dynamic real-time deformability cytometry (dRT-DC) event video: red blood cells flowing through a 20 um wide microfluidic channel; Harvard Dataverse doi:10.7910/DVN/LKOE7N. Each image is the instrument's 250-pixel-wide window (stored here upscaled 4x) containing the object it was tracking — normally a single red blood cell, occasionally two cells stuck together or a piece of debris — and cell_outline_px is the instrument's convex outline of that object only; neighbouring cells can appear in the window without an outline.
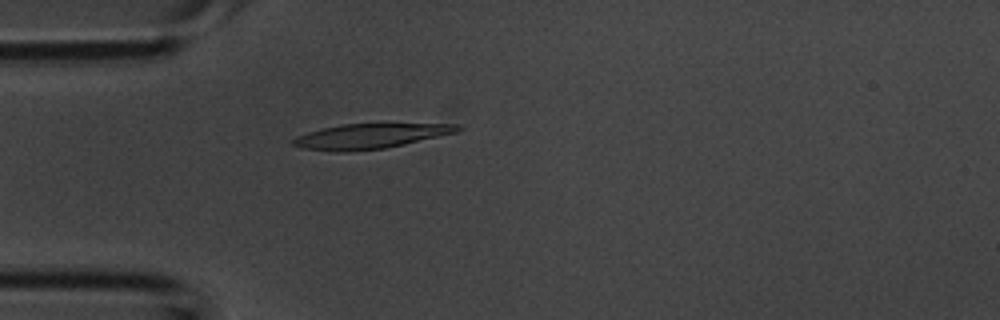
{"species": "common noctule bat (a hibernating species)", "species_latin": "Nyctalus noctula", "temperature_condition": "room temperature", "stored_images_in_passage": 43, "camera_frame_rate_fps": 3000, "um_per_image_px": 0.085, "animal": {"sex": "male", "body_mass_g": 20.1, "forearm_length_mm": 53.5}, "frame": {"image": 1, "passage_image": 12, "time_ms": 3.667, "image_size_px": [1000, 320], "cell_outline_px": [[464, 128], [456, 132], [404, 144], [384, 148], [348, 152], [336, 152], [300, 148], [292, 144], [292, 140], [296, 136], [320, 128], [344, 124], [460, 124]], "centroid_in_image_um": [31.42, 11.58], "position_along_channel_um": 53.6, "area_um2": 23.81}}
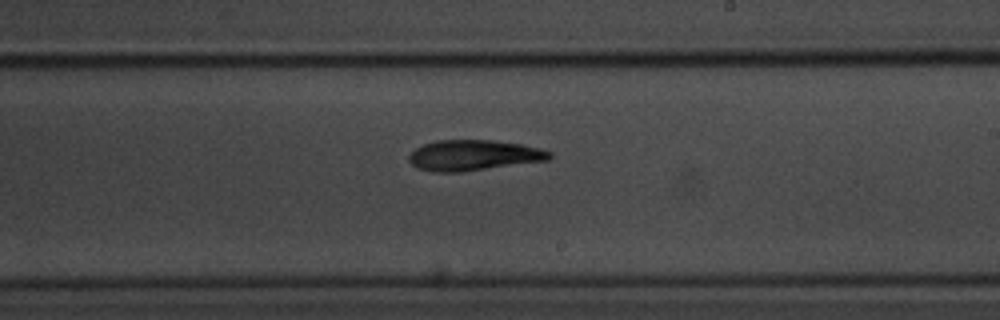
{"frame": {"image": 2, "passage_image": 25, "time_ms": 8.0, "image_size_px": [1000, 320], "cell_outline_px": [[552, 156], [548, 160], [460, 172], [432, 172], [416, 168], [408, 160], [408, 156], [416, 148], [424, 144], [436, 140], [492, 140], [520, 144], [540, 148], [552, 152]], "centroid_in_image_um": [40.23, 13.2], "position_along_channel_um": 248.8, "area_um2": 25.03}}
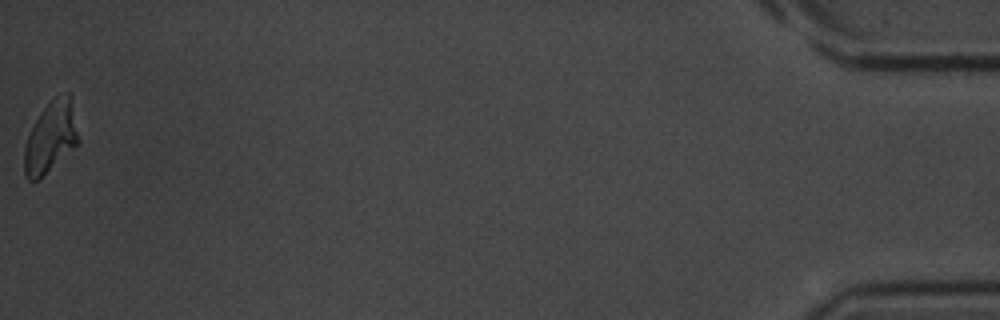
{"frame": {"image": 3, "passage_image": 43, "time_ms": 14.0, "image_size_px": [1000, 320], "cell_outline_px": [[80, 140], [76, 144], [36, 180], [28, 180], [24, 176], [24, 148], [28, 136], [36, 120], [44, 108], [56, 96], [68, 92], [72, 92]], "centroid_in_image_um": [4.34, 11.58], "position_along_channel_um": 430.9, "area_um2": 22.02}}